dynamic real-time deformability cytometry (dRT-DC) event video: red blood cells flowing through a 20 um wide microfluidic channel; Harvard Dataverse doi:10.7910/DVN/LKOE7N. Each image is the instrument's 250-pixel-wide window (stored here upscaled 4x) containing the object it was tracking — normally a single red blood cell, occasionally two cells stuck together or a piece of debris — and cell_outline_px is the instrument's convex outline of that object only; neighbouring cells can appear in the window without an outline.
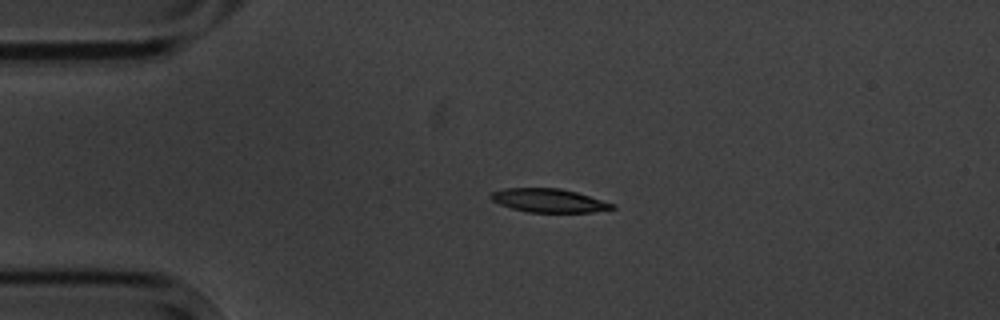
{"species": "common noctule bat (a hibernating species)", "species_latin": "Nyctalus noctula", "temperature_condition": "cold", "stored_images_in_passage": 2, "camera_frame_rate_fps": 3000, "um_per_image_px": 0.085, "animal": {"sex": "male", "body_mass_g": 20.1, "forearm_length_mm": 53.5}, "frame": {"image": 1, "passage_image": 1, "time_ms": 0.0, "image_size_px": [1000, 320], "cell_outline_px": [[616, 208], [592, 212], [528, 212], [512, 208], [500, 204], [492, 200], [488, 196], [492, 192], [504, 188], [560, 188], [576, 192], [616, 204]], "centroid_in_image_um": [46.65, 17.04], "position_along_channel_um": 38.3, "area_um2": 16.65}}